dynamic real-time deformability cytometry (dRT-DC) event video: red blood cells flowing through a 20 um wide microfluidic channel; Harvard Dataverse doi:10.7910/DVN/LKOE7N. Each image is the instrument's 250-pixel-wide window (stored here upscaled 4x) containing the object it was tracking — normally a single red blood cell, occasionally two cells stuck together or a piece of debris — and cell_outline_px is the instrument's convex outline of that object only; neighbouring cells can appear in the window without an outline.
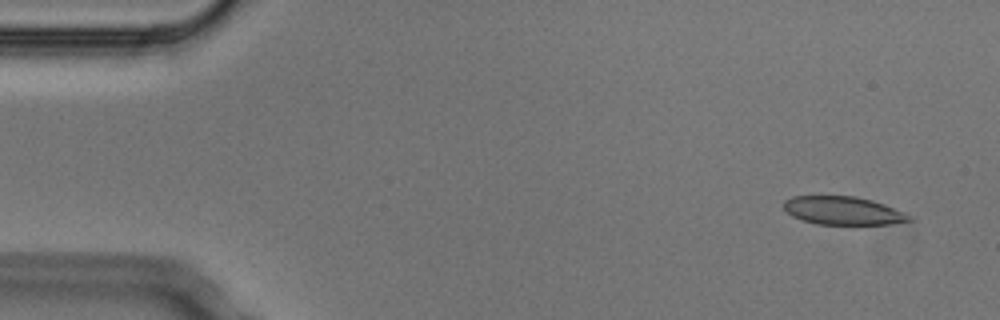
{"species": "Egyptian fruit bat (a non-hibernating species)", "species_latin": "Rousettus aegyptiacus", "temperature_condition": "cold", "stored_images_in_passage": 4, "camera_frame_rate_fps": 3000, "um_per_image_px": 0.085, "animal": {"sex": "male"}, "frame": {"image": 1, "passage_image": 1, "time_ms": 0.0, "image_size_px": [1000, 320], "cell_outline_px": [[912, 220], [892, 224], [816, 224], [792, 216], [784, 208], [784, 200], [792, 196], [852, 196], [872, 200], [884, 204], [904, 212], [912, 216]], "centroid_in_image_um": [71.67, 17.9], "position_along_channel_um": 13.3, "area_um2": 20.52}}
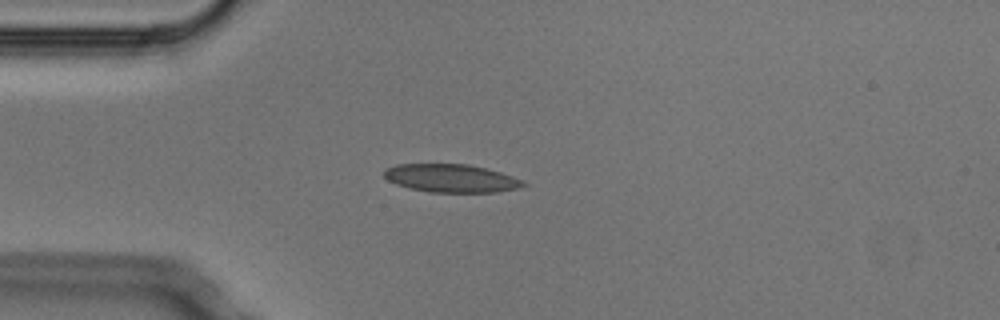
{"frame": {"image": 2, "passage_image": 4, "time_ms": 1.0, "image_size_px": [1000, 320], "cell_outline_px": [[528, 184], [520, 188], [496, 192], [428, 192], [396, 184], [388, 180], [384, 176], [384, 168], [396, 164], [468, 164], [500, 172], [512, 176]], "centroid_in_image_um": [38.33, 15.15], "position_along_channel_um": 46.7, "area_um2": 22.72}}